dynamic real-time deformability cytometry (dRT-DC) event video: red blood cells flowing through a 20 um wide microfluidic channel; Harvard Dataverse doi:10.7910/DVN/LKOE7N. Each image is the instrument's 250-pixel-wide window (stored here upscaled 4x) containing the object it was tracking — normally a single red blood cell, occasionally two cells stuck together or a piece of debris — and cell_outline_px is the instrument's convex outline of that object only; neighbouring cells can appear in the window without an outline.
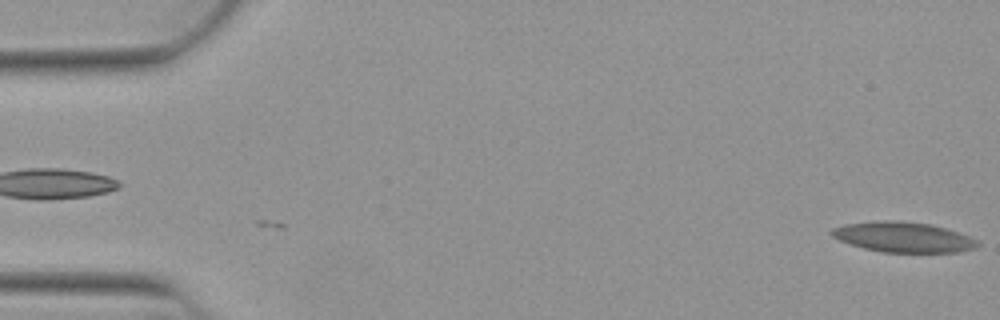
{"species": "Egyptian fruit bat (a non-hibernating species)", "species_latin": "Rousettus aegyptiacus", "temperature_condition": "warm", "stored_images_in_passage": 5, "camera_frame_rate_fps": 3000, "um_per_image_px": 0.085, "animal": {"sex": "female"}, "frame": {"image": 1, "passage_image": 5, "time_ms": 1.333, "image_size_px": [1000, 320], "cell_outline_px": [[980, 244], [972, 248], [960, 252], [880, 252], [864, 248], [840, 240], [832, 236], [828, 232], [832, 228], [844, 224], [888, 220], [928, 224], [944, 228], [968, 236], [976, 240]], "centroid_in_image_um": [76.73, 20.16], "position_along_channel_um": 8.3, "area_um2": 25.2}}